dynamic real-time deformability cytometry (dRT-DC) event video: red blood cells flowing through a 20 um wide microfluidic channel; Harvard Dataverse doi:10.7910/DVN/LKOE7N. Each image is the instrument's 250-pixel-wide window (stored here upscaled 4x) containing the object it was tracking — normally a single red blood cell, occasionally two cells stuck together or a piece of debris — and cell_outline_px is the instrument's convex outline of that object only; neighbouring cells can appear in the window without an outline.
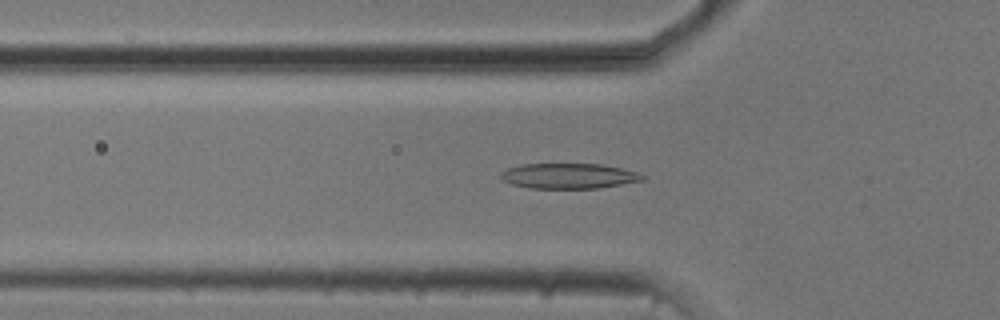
{"species": "common noctule bat (a hibernating species)", "species_latin": "Nyctalus noctula", "temperature_condition": "cold", "stored_images_in_passage": 54, "camera_frame_rate_fps": 3000, "um_per_image_px": 0.085, "animal": {"sex": "male", "body_mass_g": 20.5, "forearm_length_mm": 52.5}, "frame": {"image": 1, "passage_image": 18, "time_ms": 5.667, "image_size_px": [1000, 320], "cell_outline_px": [[644, 180], [596, 188], [532, 188], [512, 184], [500, 180], [500, 172], [508, 168], [524, 164], [600, 164], [620, 168], [636, 172], [644, 176]], "centroid_in_image_um": [48.29, 14.95], "position_along_channel_um": 77.5, "area_um2": 20.63}}
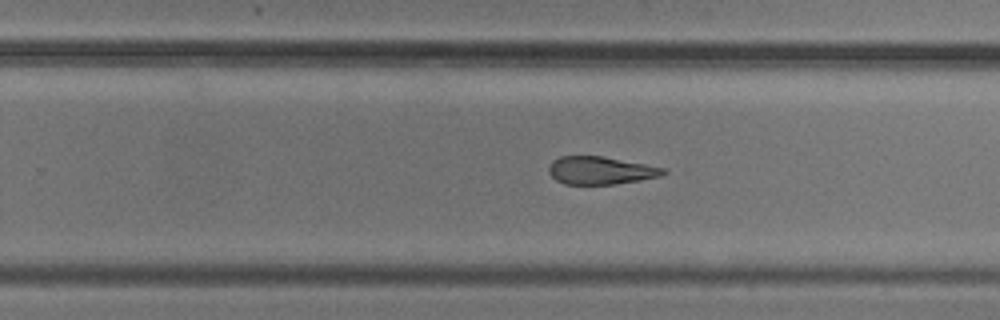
{"frame": {"image": 2, "passage_image": 34, "time_ms": 11.0, "image_size_px": [1000, 320], "cell_outline_px": [[668, 172], [660, 176], [640, 180], [616, 184], [564, 184], [556, 180], [548, 172], [548, 168], [552, 160], [560, 156], [600, 156], [644, 164], [664, 168]], "centroid_in_image_um": [51.01, 14.49], "position_along_channel_um": 278.8, "area_um2": 18.44}}
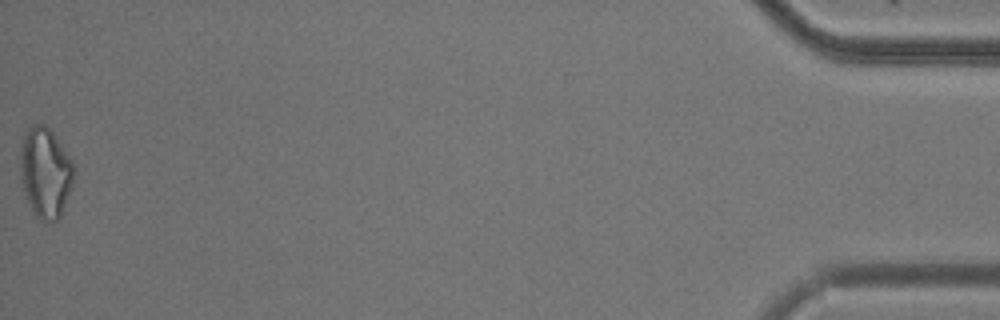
{"frame": {"image": 3, "passage_image": 54, "time_ms": 17.667, "image_size_px": [1000, 320], "cell_outline_px": [[72, 188], [60, 216], [56, 220], [40, 220], [36, 216], [24, 192], [20, 172], [20, 152], [24, 136], [28, 128], [32, 124], [44, 124], [56, 136], [72, 160]], "centroid_in_image_um": [3.85, 14.64], "position_along_channel_um": 431.4, "area_um2": 27.74}, "authors_computed_cell_mechanics": {"area_um2": 21.2993, "velocity_mm_per_s": 3.761, "shape_relaxation_time_tau1_ms": 3.3021, "shape_relaxation_time_tau2_ms": 4.1888, "deformation_change_tau1": 0.1267, "deformation_change_tau2": 0.1487}}